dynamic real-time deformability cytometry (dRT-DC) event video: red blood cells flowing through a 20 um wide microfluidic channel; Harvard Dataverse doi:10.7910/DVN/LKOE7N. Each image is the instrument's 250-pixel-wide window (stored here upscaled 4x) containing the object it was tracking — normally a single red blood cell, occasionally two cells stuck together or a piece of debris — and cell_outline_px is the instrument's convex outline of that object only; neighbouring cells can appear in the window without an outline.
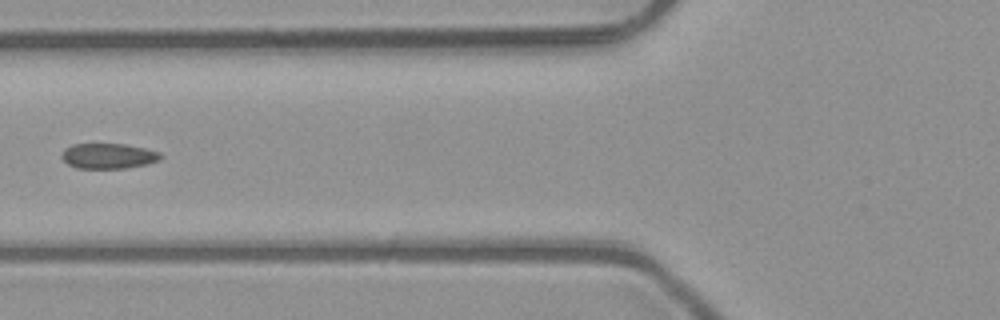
{"species": "common noctule bat (a hibernating species)", "species_latin": "Nyctalus noctula", "temperature_condition": "room temperature", "stored_images_in_passage": 6, "camera_frame_rate_fps": 3000, "um_per_image_px": 0.085, "animal": {"sex": "male", "body_mass_g": 23.1, "forearm_length_mm": 52.7}, "frame": {"image": 1, "passage_image": 6, "time_ms": 1.667, "image_size_px": [1000, 320], "cell_outline_px": [[164, 156], [160, 160], [148, 164], [124, 168], [76, 168], [68, 164], [60, 156], [64, 148], [72, 144], [124, 144], [144, 148], [160, 152]], "centroid_in_image_um": [9.22, 13.26], "position_along_channel_um": 116.6, "area_um2": 14.68}}